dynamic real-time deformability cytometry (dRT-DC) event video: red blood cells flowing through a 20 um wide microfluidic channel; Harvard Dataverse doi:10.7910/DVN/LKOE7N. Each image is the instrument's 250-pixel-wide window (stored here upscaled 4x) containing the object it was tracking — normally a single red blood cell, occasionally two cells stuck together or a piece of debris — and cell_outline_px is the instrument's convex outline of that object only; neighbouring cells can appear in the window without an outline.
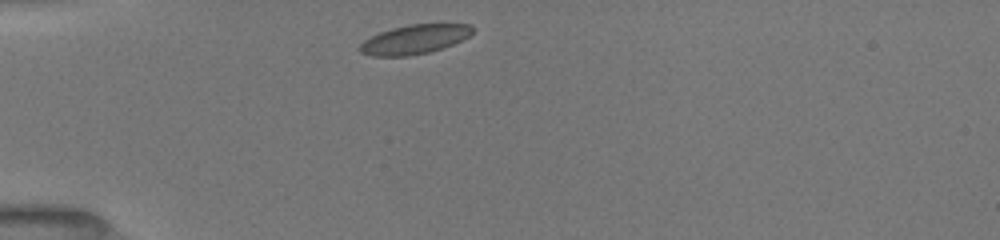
{"species": "common noctule bat (a hibernating species)", "species_latin": "Nyctalus noctula", "temperature_condition": "room temperature", "stored_images_in_passage": 40, "camera_frame_rate_fps": 3000, "um_per_image_px": 0.085, "animal": {"sex": "female", "body_mass_g": 19.5, "forearm_length_mm": 54.1}, "frame": {"image": 1, "passage_image": 1, "time_ms": 0.0, "image_size_px": [1000, 240], "cell_outline_px": [[472, 32], [468, 36], [452, 44], [428, 52], [408, 56], [372, 56], [360, 52], [360, 44], [364, 40], [380, 32], [392, 28], [412, 24], [472, 24]], "centroid_in_image_um": [35.21, 3.34], "position_along_channel_um": 49.8, "area_um2": 18.84}}
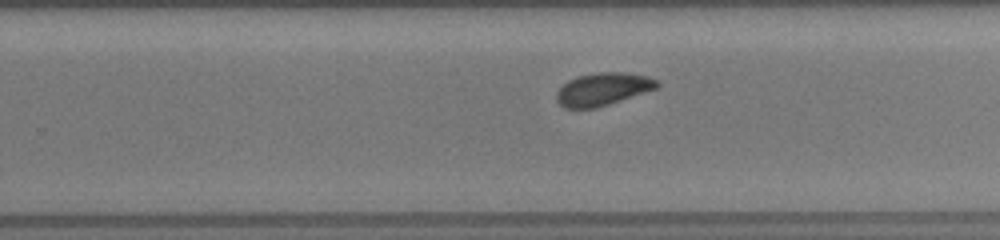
{"frame": {"image": 2, "passage_image": 19, "time_ms": 6.333, "image_size_px": [1000, 240], "cell_outline_px": [[660, 84], [656, 88], [596, 108], [564, 108], [556, 100], [556, 92], [568, 80], [580, 76], [596, 72], [620, 72], [648, 76], [656, 80]], "centroid_in_image_um": [51.21, 7.57], "position_along_channel_um": 278.6, "area_um2": 18.84}}
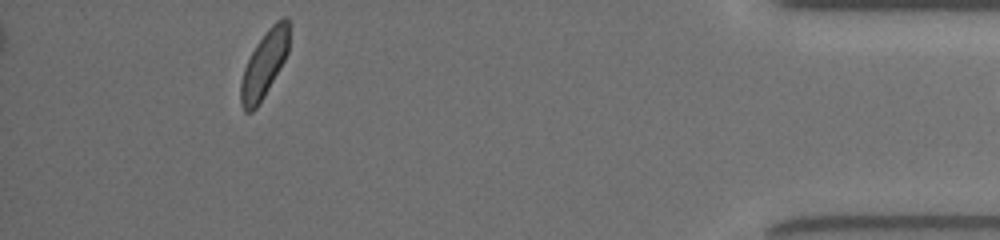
{"frame": {"image": 3, "passage_image": 38, "time_ms": 11.0, "image_size_px": [1000, 240], "cell_outline_px": [[288, 52], [284, 60], [264, 96], [256, 108], [252, 112], [244, 112], [240, 104], [240, 84], [244, 68], [256, 44], [268, 28], [276, 20], [284, 16], [288, 16]], "centroid_in_image_um": [22.44, 5.47], "position_along_channel_um": 412.8, "area_um2": 18.5}}